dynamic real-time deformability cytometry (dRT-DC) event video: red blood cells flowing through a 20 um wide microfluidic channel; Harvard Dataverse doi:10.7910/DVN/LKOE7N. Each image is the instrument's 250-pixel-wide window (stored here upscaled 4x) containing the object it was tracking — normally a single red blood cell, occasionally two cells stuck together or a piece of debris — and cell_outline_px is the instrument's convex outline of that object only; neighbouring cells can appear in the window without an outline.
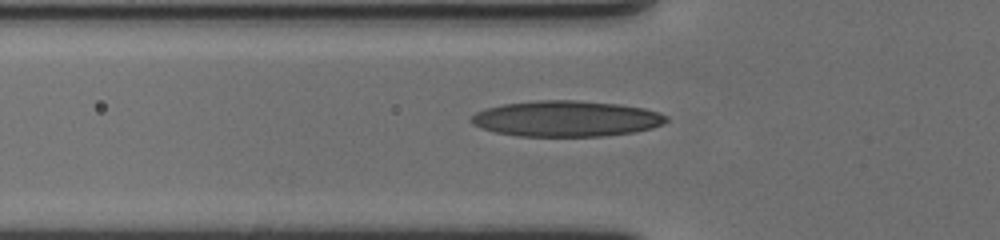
{"species": "human", "species_latin": "Homo sapiens", "temperature_condition": "cold", "stored_images_in_passage": 36, "camera_frame_rate_fps": 3000, "um_per_image_px": 0.085, "donor": {"sex": "female"}, "frame": {"image": 1, "passage_image": 2, "time_ms": 0.333, "image_size_px": [1000, 240], "cell_outline_px": [[668, 120], [664, 124], [652, 128], [632, 132], [604, 136], [516, 136], [496, 132], [480, 128], [472, 124], [468, 120], [476, 112], [488, 108], [504, 104], [536, 100], [576, 100], [620, 104], [644, 108], [668, 116]], "centroid_in_image_um": [48.12, 10.09], "position_along_channel_um": 77.7, "area_um2": 40.81}}
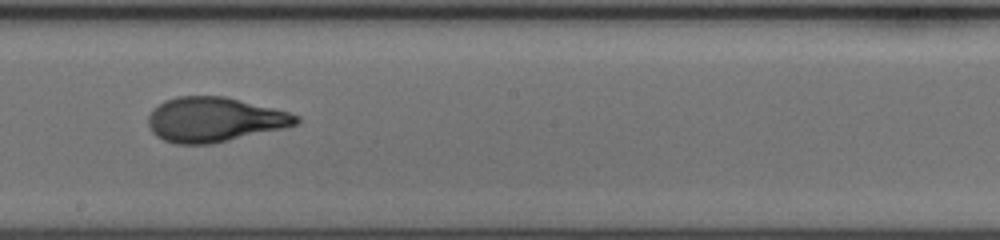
{"frame": {"image": 2, "passage_image": 15, "time_ms": 4.667, "image_size_px": [1000, 240], "cell_outline_px": [[300, 120], [296, 124], [280, 128], [212, 144], [176, 144], [164, 140], [156, 136], [152, 132], [148, 124], [148, 116], [152, 108], [164, 100], [176, 96], [224, 96], [288, 112], [300, 116]], "centroid_in_image_um": [18.15, 10.16], "position_along_channel_um": 230.1, "area_um2": 38.21}}
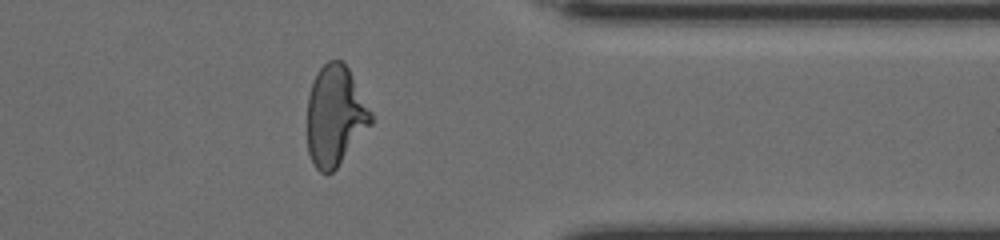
{"frame": {"image": 3, "passage_image": 29, "time_ms": 9.333, "image_size_px": [1000, 240], "cell_outline_px": [[372, 124], [336, 168], [332, 172], [320, 172], [312, 164], [308, 152], [308, 96], [312, 80], [316, 72], [328, 60], [340, 60], [348, 68], [372, 112]], "centroid_in_image_um": [28.48, 9.84], "position_along_channel_um": 382.9, "area_um2": 37.11}, "authors_computed_cell_mechanics": {"area_um2": 37.8879, "velocity_mm_per_s": 3.5117, "shape_relaxation_time_tau1_ms": 5.5012, "shape_relaxation_time_tau2_ms": 1.0947, "deformation_change_tau1": 0.2391, "deformation_change_tau2": 0.0807}}